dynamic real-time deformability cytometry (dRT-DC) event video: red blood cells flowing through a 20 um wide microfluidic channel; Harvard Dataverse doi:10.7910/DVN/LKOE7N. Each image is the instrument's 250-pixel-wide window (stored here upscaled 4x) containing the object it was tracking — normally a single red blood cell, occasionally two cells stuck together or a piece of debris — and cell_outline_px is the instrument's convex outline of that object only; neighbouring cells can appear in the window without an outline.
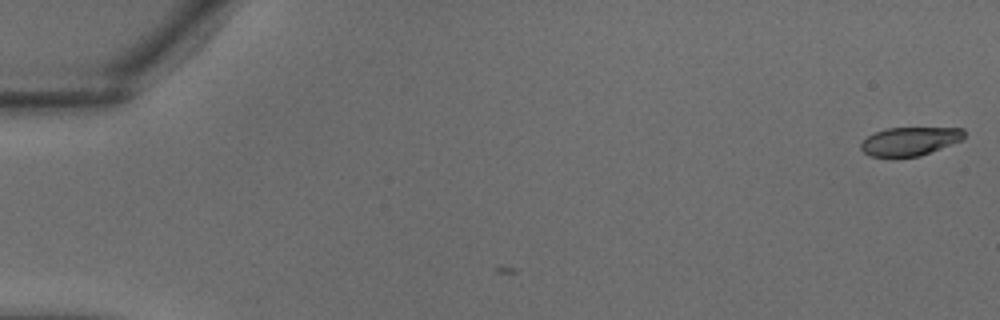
{"species": "common noctule bat (a hibernating species)", "species_latin": "Nyctalus noctula", "temperature_condition": "warm", "stored_images_in_passage": 4, "camera_frame_rate_fps": 3000, "um_per_image_px": 0.085, "animal": {"sex": "male", "body_mass_g": 18.8}, "frame": {"image": 1, "passage_image": 1, "time_ms": 0.0, "image_size_px": [1000, 320], "cell_outline_px": [[964, 136], [960, 140], [920, 156], [872, 156], [864, 152], [860, 148], [860, 144], [868, 136], [876, 132], [888, 128], [964, 128]], "centroid_in_image_um": [77.32, 12.0], "position_along_channel_um": 7.7, "area_um2": 16.7}}